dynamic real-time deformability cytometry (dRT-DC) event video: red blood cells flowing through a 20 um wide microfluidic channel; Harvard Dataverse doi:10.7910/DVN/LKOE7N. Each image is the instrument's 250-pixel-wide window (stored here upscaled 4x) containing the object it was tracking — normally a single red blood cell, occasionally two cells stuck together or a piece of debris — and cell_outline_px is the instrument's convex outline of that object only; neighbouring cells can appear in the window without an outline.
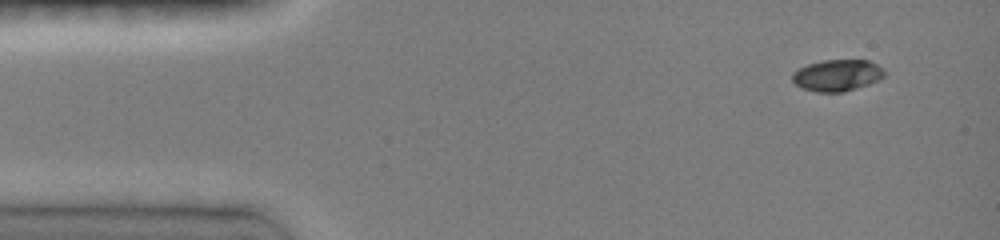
{"species": "common noctule bat (a hibernating species)", "species_latin": "Nyctalus noctula", "temperature_condition": "room temperature", "stored_images_in_passage": 4, "camera_frame_rate_fps": 3000, "um_per_image_px": 0.085, "animal": {"sex": "female", "body_mass_g": 19.0, "forearm_length_mm": 51.5}, "frame": {"image": 1, "passage_image": 1, "time_ms": 0.0, "image_size_px": [1000, 240], "cell_outline_px": [[884, 76], [868, 84], [844, 92], [816, 92], [804, 88], [796, 84], [792, 80], [792, 72], [808, 64], [824, 60], [868, 60], [876, 64], [884, 72]], "centroid_in_image_um": [71.13, 6.4], "position_along_channel_um": 13.9, "area_um2": 16.65}}
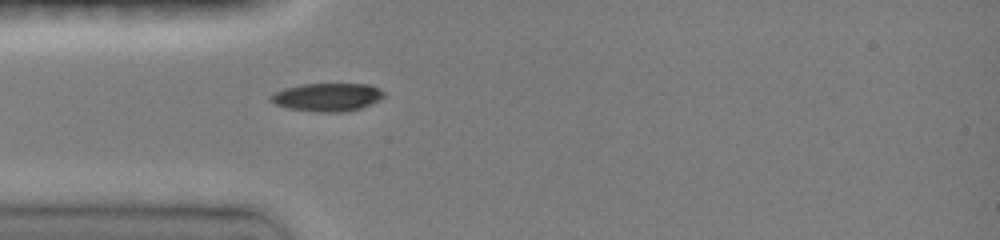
{"frame": {"image": 2, "passage_image": 4, "time_ms": 3.333, "image_size_px": [1000, 240], "cell_outline_px": [[384, 96], [380, 100], [360, 108], [344, 112], [316, 112], [288, 108], [276, 104], [268, 100], [268, 96], [272, 92], [284, 88], [300, 84], [368, 84], [380, 88], [384, 92]], "centroid_in_image_um": [27.78, 8.25], "position_along_channel_um": 57.2, "area_um2": 18.79}}